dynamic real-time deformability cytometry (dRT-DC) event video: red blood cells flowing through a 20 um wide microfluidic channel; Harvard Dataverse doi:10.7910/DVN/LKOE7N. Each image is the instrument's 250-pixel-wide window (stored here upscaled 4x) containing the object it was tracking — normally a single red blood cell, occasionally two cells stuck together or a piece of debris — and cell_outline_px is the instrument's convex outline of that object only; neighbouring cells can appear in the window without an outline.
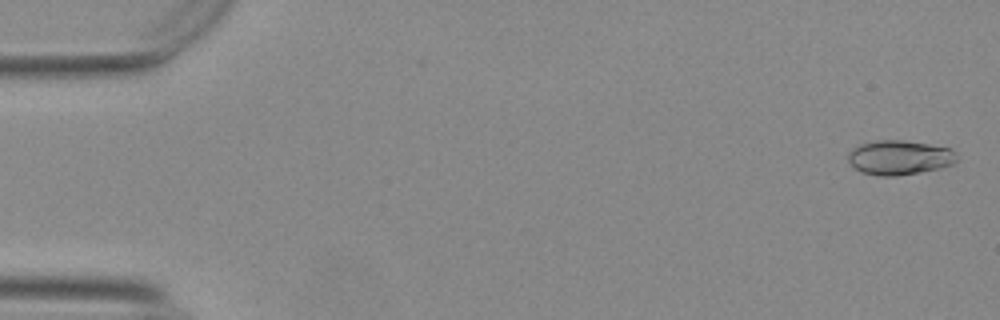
{"species": "Egyptian fruit bat (a non-hibernating species)", "species_latin": "Rousettus aegyptiacus", "temperature_condition": "warm", "stored_images_in_passage": 9, "camera_frame_rate_fps": 3000, "um_per_image_px": 0.085, "animal": {"sex": "female"}, "frame": {"image": 1, "passage_image": 2, "time_ms": 0.333, "image_size_px": [1000, 320], "cell_outline_px": [[956, 160], [952, 164], [940, 168], [896, 176], [880, 176], [860, 172], [848, 160], [848, 152], [852, 148], [860, 144], [872, 140], [904, 140], [952, 148], [956, 152]], "centroid_in_image_um": [76.43, 13.38], "position_along_channel_um": 8.6, "area_um2": 21.91}}